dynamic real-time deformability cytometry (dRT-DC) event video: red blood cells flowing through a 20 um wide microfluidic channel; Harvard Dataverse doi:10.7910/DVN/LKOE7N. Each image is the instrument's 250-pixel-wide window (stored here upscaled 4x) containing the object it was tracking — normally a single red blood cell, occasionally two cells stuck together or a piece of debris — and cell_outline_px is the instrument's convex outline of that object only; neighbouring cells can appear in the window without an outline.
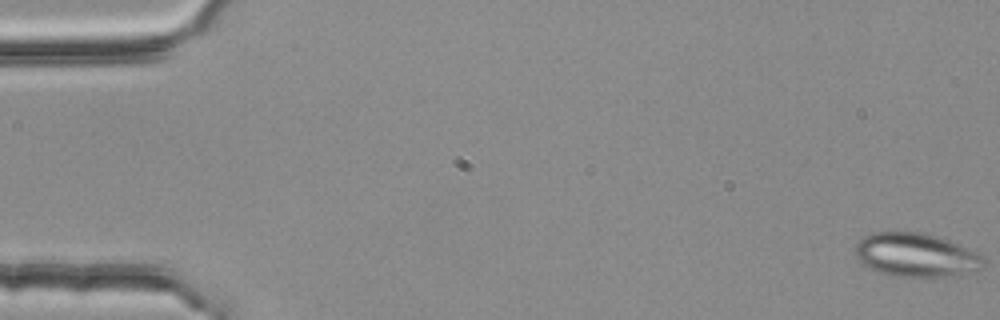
{"species": "common noctule bat (a hibernating species)", "species_latin": "Nyctalus noctula", "temperature_condition": "room temperature", "stored_images_in_passage": 16, "camera_frame_rate_fps": 3000, "um_per_image_px": 0.085, "animal": {"sex": "female", "body_mass_g": 25.1}, "frame": {"image": 1, "passage_image": 1, "time_ms": 0.0, "image_size_px": [1000, 320], "cell_outline_px": [[984, 264], [980, 268], [948, 276], [928, 280], [892, 276], [876, 272], [868, 268], [856, 256], [856, 244], [864, 236], [872, 232], [924, 232], [948, 240], [976, 252], [984, 256]], "centroid_in_image_um": [77.83, 21.71], "position_along_channel_um": 7.2, "area_um2": 33.12}}